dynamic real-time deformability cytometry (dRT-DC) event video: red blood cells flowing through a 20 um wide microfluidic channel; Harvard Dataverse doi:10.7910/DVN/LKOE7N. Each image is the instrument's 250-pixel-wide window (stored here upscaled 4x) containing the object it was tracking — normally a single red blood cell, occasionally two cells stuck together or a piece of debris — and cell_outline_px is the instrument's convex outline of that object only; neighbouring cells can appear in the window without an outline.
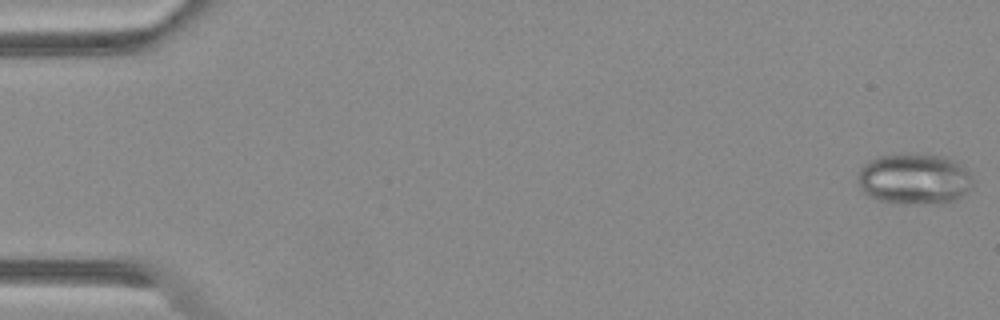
{"species": "Egyptian fruit bat (a non-hibernating species)", "species_latin": "Rousettus aegyptiacus", "temperature_condition": "warm", "stored_images_in_passage": 8, "camera_frame_rate_fps": 3000, "um_per_image_px": 0.085, "animal": {"sex": "female"}, "frame": {"image": 1, "passage_image": 1, "time_ms": 0.0, "image_size_px": [1000, 320], "cell_outline_px": [[972, 184], [956, 200], [940, 204], [880, 200], [868, 196], [860, 188], [856, 180], [856, 176], [860, 168], [868, 160], [876, 156], [908, 152], [944, 156], [968, 168], [972, 176]], "centroid_in_image_um": [77.68, 15.16], "position_along_channel_um": 7.3, "area_um2": 34.39}}